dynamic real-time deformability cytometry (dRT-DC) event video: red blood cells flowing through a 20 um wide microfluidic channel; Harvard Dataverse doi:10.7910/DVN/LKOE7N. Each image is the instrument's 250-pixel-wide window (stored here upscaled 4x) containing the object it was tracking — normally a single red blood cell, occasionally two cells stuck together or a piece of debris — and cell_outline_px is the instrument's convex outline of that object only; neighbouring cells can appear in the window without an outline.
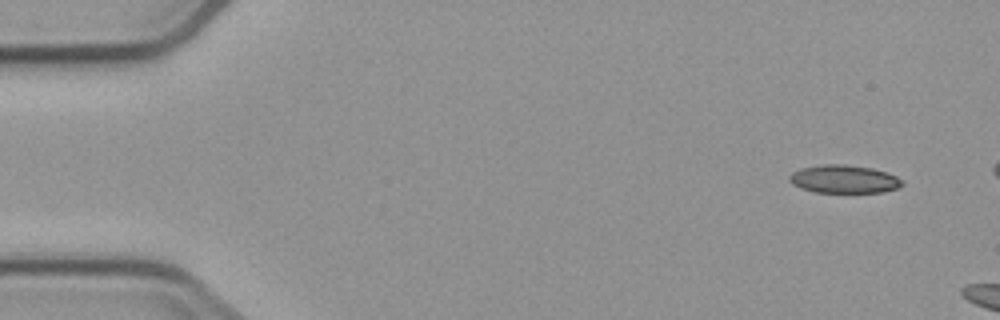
{"species": "common noctule bat (a hibernating species)", "species_latin": "Nyctalus noctula", "temperature_condition": "cold", "stored_images_in_passage": 6, "camera_frame_rate_fps": 3000, "um_per_image_px": 0.085, "animal": {"sex": "male", "body_mass_g": 23.1, "forearm_length_mm": 52.7}, "frame": {"image": 1, "passage_image": 6, "time_ms": 6.333, "image_size_px": [1000, 320], "cell_outline_px": [[904, 184], [896, 188], [884, 192], [816, 192], [800, 188], [792, 184], [788, 180], [788, 176], [792, 172], [804, 168], [824, 164], [844, 164], [872, 168], [896, 176]], "centroid_in_image_um": [71.7, 15.23], "position_along_channel_um": 13.3, "area_um2": 18.26}}